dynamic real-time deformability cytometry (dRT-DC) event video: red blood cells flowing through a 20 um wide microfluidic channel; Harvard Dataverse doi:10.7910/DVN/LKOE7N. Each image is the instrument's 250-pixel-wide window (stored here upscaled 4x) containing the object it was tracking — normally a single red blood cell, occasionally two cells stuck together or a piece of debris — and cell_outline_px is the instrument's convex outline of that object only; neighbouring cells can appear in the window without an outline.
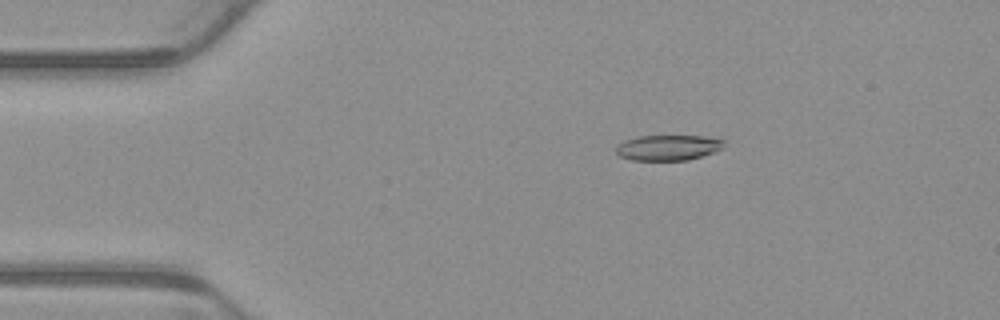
{"species": "common noctule bat (a hibernating species)", "species_latin": "Nyctalus noctula", "temperature_condition": "warm", "stored_images_in_passage": 6, "camera_frame_rate_fps": 3000, "um_per_image_px": 0.085, "animal": {"sex": "male", "body_mass_g": 23.1, "forearm_length_mm": 52.7}, "frame": {"image": 1, "passage_image": 3, "time_ms": 0.667, "image_size_px": [1000, 320], "cell_outline_px": [[728, 140], [720, 148], [712, 152], [688, 160], [632, 160], [620, 156], [616, 152], [616, 144], [624, 140], [640, 136], [704, 136]], "centroid_in_image_um": [56.76, 12.54], "position_along_channel_um": 28.2, "area_um2": 15.95}}
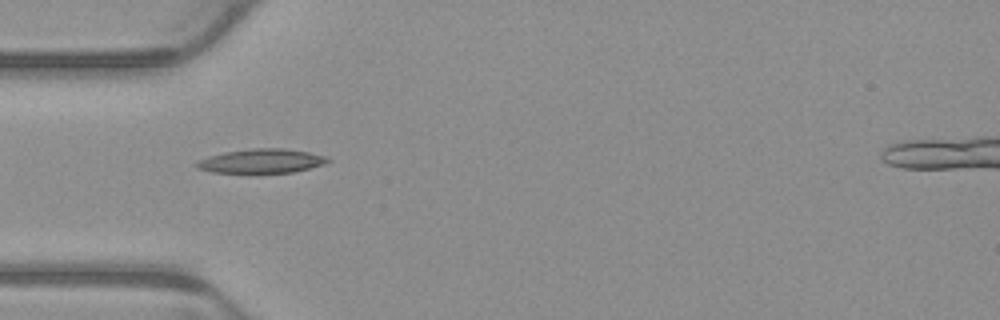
{"frame": {"image": 2, "passage_image": 5, "time_ms": 1.333, "image_size_px": [1000, 320], "cell_outline_px": [[332, 160], [328, 164], [292, 172], [212, 172], [196, 168], [196, 160], [208, 156], [224, 152], [252, 148], [284, 148], [308, 152], [328, 156]], "centroid_in_image_um": [22.27, 13.67], "position_along_channel_um": 62.7, "area_um2": 18.55}}
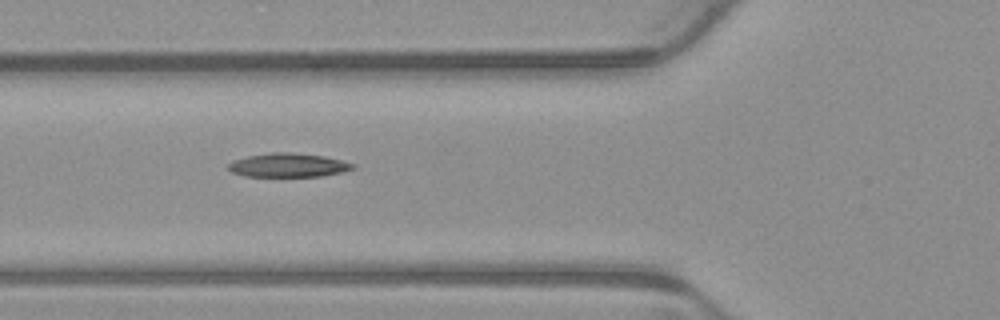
{"frame": {"image": 3, "passage_image": 6, "time_ms": 1.667, "image_size_px": [1000, 320], "cell_outline_px": [[356, 168], [344, 172], [320, 176], [244, 176], [232, 172], [228, 168], [228, 164], [232, 160], [248, 156], [272, 152], [292, 152], [324, 156], [356, 164]], "centroid_in_image_um": [24.52, 14.03], "position_along_channel_um": 101.3, "area_um2": 17.34}}